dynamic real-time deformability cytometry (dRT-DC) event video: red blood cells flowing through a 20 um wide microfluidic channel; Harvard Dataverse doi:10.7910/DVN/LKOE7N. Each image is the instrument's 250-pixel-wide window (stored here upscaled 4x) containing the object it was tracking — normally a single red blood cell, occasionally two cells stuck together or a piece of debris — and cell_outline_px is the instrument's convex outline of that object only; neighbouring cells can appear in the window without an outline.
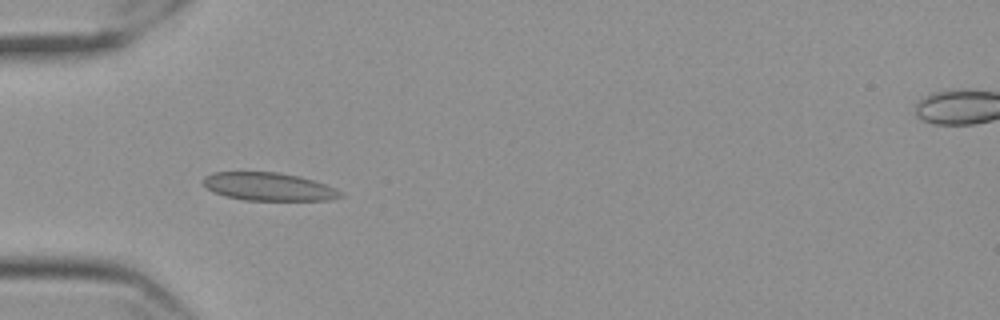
{"species": "Egyptian fruit bat (a non-hibernating species)", "species_latin": "Rousettus aegyptiacus", "temperature_condition": "cold", "stored_images_in_passage": 54, "camera_frame_rate_fps": 3000, "um_per_image_px": 0.085, "frame": {"image": 1, "passage_image": 15, "time_ms": 4.667, "image_size_px": [1000, 320], "cell_outline_px": [[344, 196], [328, 200], [244, 200], [224, 196], [212, 192], [204, 184], [204, 176], [212, 172], [276, 172], [296, 176], [312, 180], [336, 188], [344, 192]], "centroid_in_image_um": [22.83, 15.87], "position_along_channel_um": 62.2, "area_um2": 22.37}}
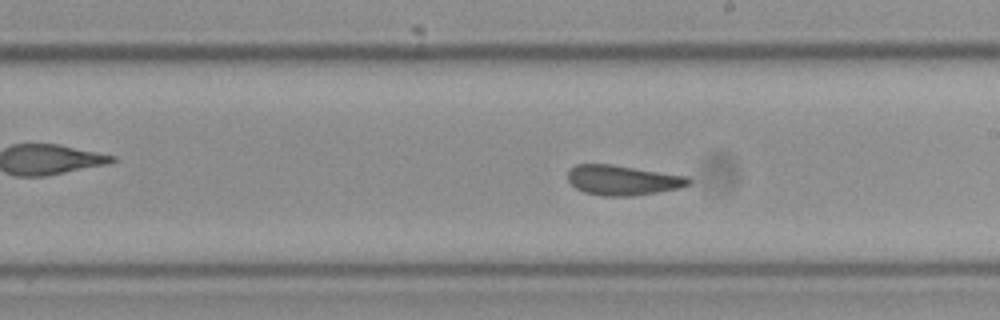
{"frame": {"image": 2, "passage_image": 30, "time_ms": 9.667, "image_size_px": [1000, 320], "cell_outline_px": [[692, 184], [680, 188], [632, 196], [600, 196], [584, 192], [576, 188], [568, 180], [568, 172], [576, 164], [612, 164], [688, 176], [692, 180]], "centroid_in_image_um": [52.96, 15.31], "position_along_channel_um": 236.0, "area_um2": 21.21}}
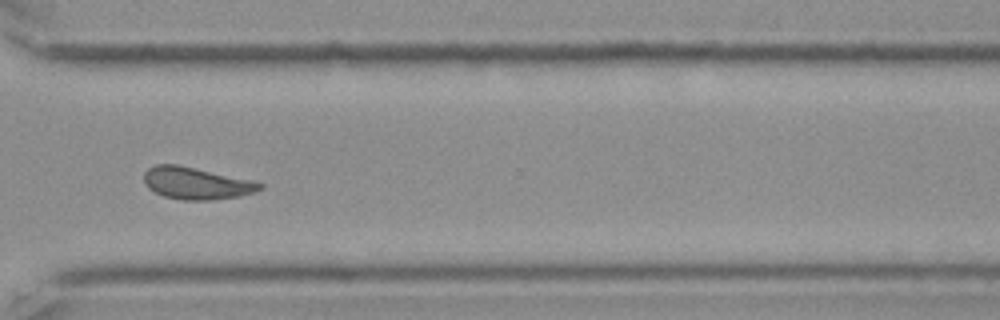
{"frame": {"image": 3, "passage_image": 40, "time_ms": 13.0, "image_size_px": [1000, 320], "cell_outline_px": [[264, 188], [256, 192], [240, 196], [212, 200], [180, 200], [164, 196], [148, 188], [144, 184], [144, 172], [148, 168], [156, 164], [176, 164], [196, 168], [252, 180], [264, 184]], "centroid_in_image_um": [16.7, 15.58], "position_along_channel_um": 353.9, "area_um2": 21.79}, "authors_computed_cell_mechanics": {"area_um2": 21.386, "velocity_mm_per_s": 3.5342, "shape_relaxation_time_tau1_ms": null, "shape_relaxation_time_tau2_ms": 2.0466, "deformation_change_tau1": null, "deformation_change_tau2": 0.0433}}